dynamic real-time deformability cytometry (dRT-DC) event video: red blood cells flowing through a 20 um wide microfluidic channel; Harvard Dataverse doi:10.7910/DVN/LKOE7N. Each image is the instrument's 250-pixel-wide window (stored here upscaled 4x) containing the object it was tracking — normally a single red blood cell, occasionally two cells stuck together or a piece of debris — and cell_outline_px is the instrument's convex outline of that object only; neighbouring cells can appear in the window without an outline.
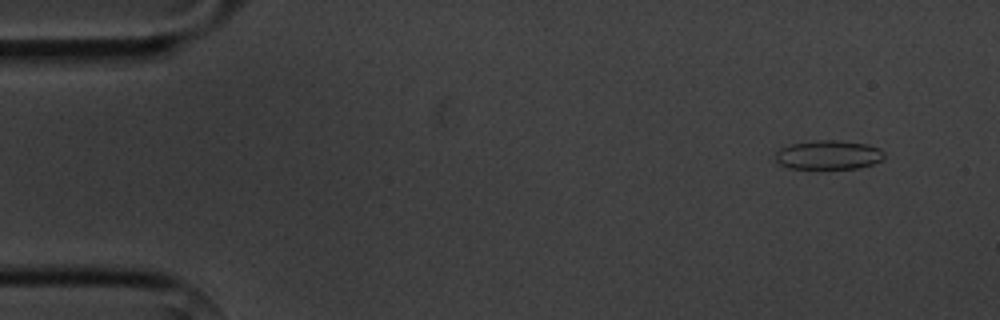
{"species": "common noctule bat (a hibernating species)", "species_latin": "Nyctalus noctula", "temperature_condition": "cold", "stored_images_in_passage": 5, "camera_frame_rate_fps": 3000, "um_per_image_px": 0.085, "animal": {"sex": "male", "body_mass_g": 20.1, "forearm_length_mm": 53.5}, "frame": {"image": 1, "passage_image": 2, "time_ms": 1.333, "image_size_px": [1000, 320], "cell_outline_px": [[884, 156], [880, 160], [872, 164], [856, 168], [788, 168], [780, 164], [776, 160], [776, 152], [780, 148], [792, 144], [816, 140], [840, 140], [868, 144], [880, 148], [884, 152]], "centroid_in_image_um": [70.43, 13.15], "position_along_channel_um": 14.6, "area_um2": 18.32}}
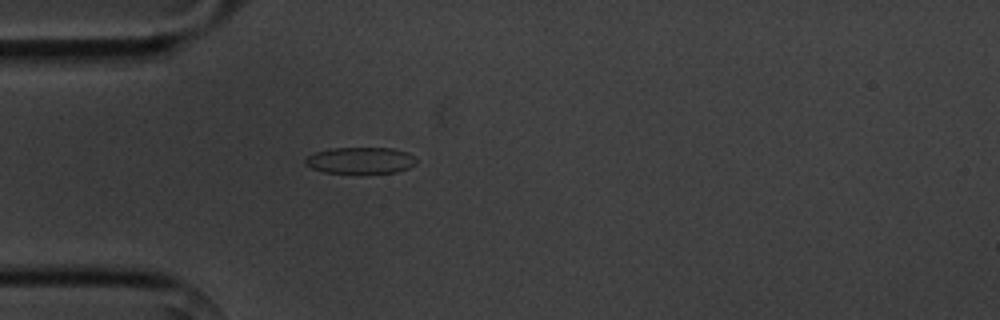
{"frame": {"image": 2, "passage_image": 5, "time_ms": 5.0, "image_size_px": [1000, 320], "cell_outline_px": [[416, 164], [408, 168], [396, 172], [324, 172], [312, 168], [304, 164], [304, 160], [308, 156], [316, 152], [328, 148], [392, 148], [408, 152], [416, 160]], "centroid_in_image_um": [30.63, 13.62], "position_along_channel_um": 54.4, "area_um2": 16.88}}